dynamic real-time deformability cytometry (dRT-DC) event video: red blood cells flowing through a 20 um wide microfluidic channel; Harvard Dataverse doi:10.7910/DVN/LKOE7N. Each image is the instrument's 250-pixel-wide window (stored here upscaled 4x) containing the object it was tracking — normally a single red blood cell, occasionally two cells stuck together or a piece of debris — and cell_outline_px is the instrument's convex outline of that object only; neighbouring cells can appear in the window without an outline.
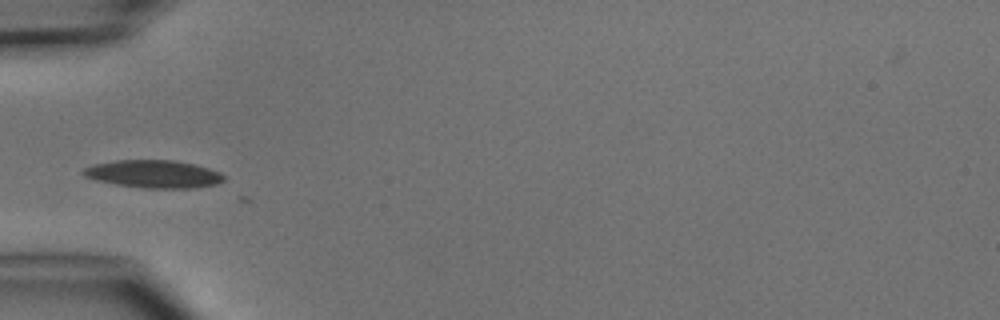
{"species": "common noctule bat (a hibernating species)", "species_latin": "Nyctalus noctula", "temperature_condition": "cold", "stored_images_in_passage": 5, "camera_frame_rate_fps": 3000, "um_per_image_px": 0.085, "animal": {"sex": "male", "body_mass_g": 15.6}, "frame": {"image": 1, "passage_image": 5, "time_ms": 4.667, "image_size_px": [1000, 320], "cell_outline_px": [[224, 180], [216, 184], [196, 188], [144, 188], [116, 184], [96, 180], [84, 176], [80, 172], [84, 168], [92, 164], [116, 160], [172, 160], [196, 164], [220, 172], [224, 176]], "centroid_in_image_um": [13.04, 14.79], "position_along_channel_um": 72.0, "area_um2": 22.83}}